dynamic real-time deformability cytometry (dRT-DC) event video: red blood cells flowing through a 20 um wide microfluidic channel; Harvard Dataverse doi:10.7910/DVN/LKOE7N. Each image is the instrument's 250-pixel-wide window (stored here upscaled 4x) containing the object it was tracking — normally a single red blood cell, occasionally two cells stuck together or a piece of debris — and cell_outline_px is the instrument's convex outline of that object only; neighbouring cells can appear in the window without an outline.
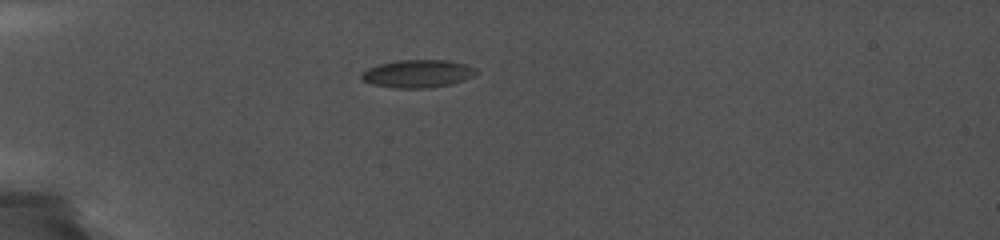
{"species": "common noctule bat (a hibernating species)", "species_latin": "Nyctalus noctula", "temperature_condition": "cold", "stored_images_in_passage": 31, "camera_frame_rate_fps": 5000, "um_per_image_px": 0.085, "animal": {"sex": "female", "body_mass_g": 19.0, "forearm_length_mm": 56.7}, "frame": {"image": 1, "passage_image": 1, "time_ms": 0.0, "image_size_px": [1000, 240], "cell_outline_px": [[480, 72], [476, 76], [452, 84], [428, 88], [392, 88], [372, 84], [364, 80], [360, 76], [360, 72], [368, 68], [380, 64], [396, 60], [448, 60], [464, 64], [476, 68]], "centroid_in_image_um": [35.54, 6.26], "position_along_channel_um": 49.5, "area_um2": 18.84}}
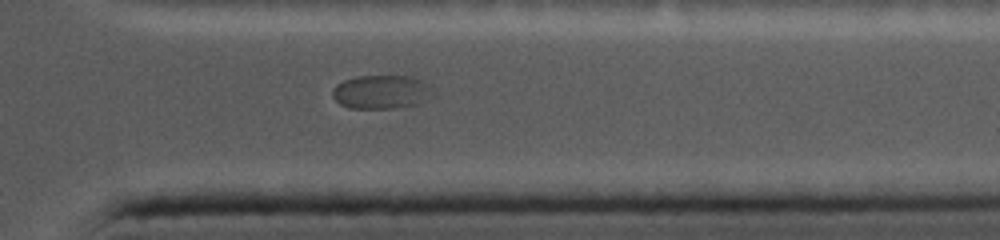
{"frame": {"image": 2, "passage_image": 25, "time_ms": 9.8, "image_size_px": [1000, 240], "cell_outline_px": [[436, 96], [420, 104], [392, 108], [348, 108], [340, 104], [332, 96], [332, 88], [336, 84], [344, 80], [356, 76], [412, 76], [424, 80], [432, 88]], "centroid_in_image_um": [32.47, 7.81], "position_along_channel_um": 378.9, "area_um2": 20.23}}
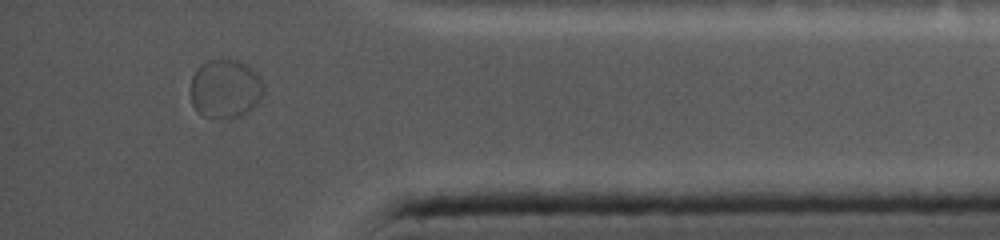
{"frame": {"image": 3, "passage_image": 28, "time_ms": 11.0, "image_size_px": [1000, 240], "cell_outline_px": [[264, 96], [248, 112], [224, 120], [204, 116], [192, 104], [192, 76], [200, 64], [208, 60], [240, 60], [252, 68], [256, 72], [264, 84]], "centroid_in_image_um": [19.19, 7.54], "position_along_channel_um": 416.0, "area_um2": 25.14}}